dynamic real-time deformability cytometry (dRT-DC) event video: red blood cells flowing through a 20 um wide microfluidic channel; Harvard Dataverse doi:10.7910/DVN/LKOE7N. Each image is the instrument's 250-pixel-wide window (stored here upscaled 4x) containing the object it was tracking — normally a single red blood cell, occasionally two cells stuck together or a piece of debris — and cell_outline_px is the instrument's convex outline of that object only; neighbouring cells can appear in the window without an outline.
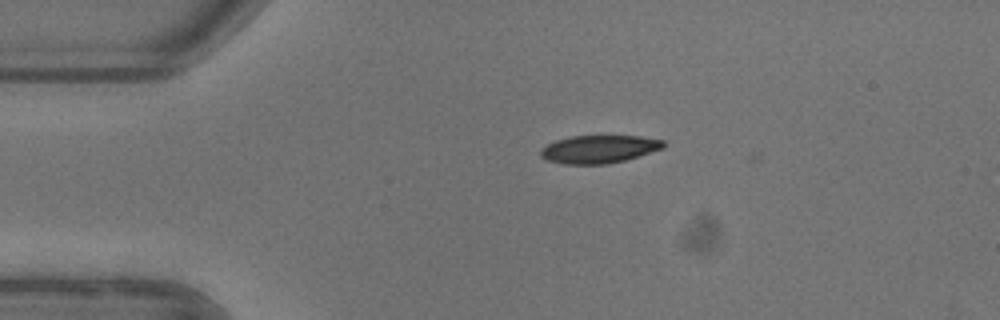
{"species": "common noctule bat (a hibernating species)", "species_latin": "Nyctalus noctula", "temperature_condition": "warm", "stored_images_in_passage": 43, "camera_frame_rate_fps": 3000, "um_per_image_px": 0.085, "animal": {"sex": "female"}, "frame": {"image": 1, "passage_image": 1, "time_ms": 0.0, "image_size_px": [1000, 320], "cell_outline_px": [[664, 148], [624, 160], [604, 164], [564, 164], [548, 160], [540, 156], [540, 152], [548, 144], [556, 140], [572, 136], [640, 136], [664, 140]], "centroid_in_image_um": [50.92, 12.67], "position_along_channel_um": 34.1, "area_um2": 19.71}}
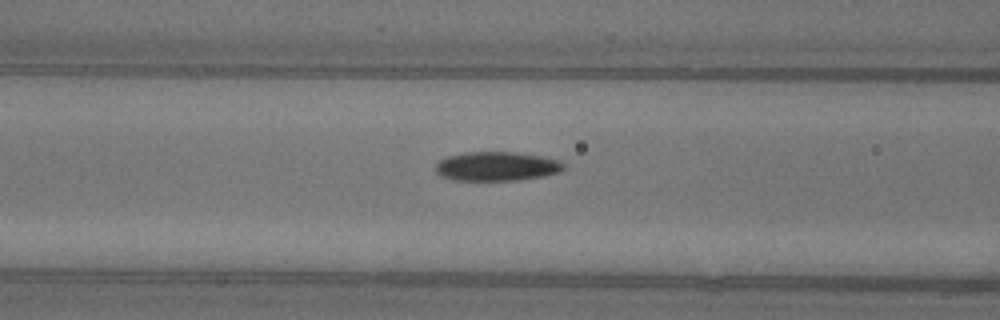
{"frame": {"image": 2, "passage_image": 11, "time_ms": 3.333, "image_size_px": [1000, 320], "cell_outline_px": [[564, 168], [560, 172], [544, 176], [516, 180], [452, 180], [440, 176], [436, 172], [436, 164], [440, 160], [448, 156], [464, 152], [516, 152], [540, 156], [560, 160], [564, 164]], "centroid_in_image_um": [42.21, 14.13], "position_along_channel_um": 124.4, "area_um2": 21.79}}
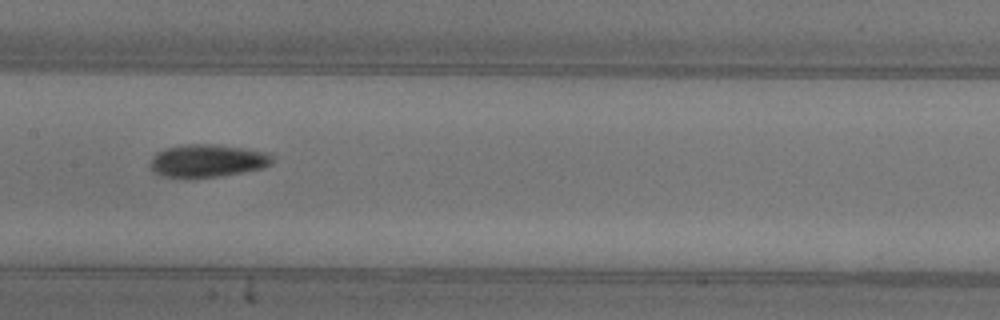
{"frame": {"image": 3, "passage_image": 16, "time_ms": 5.0, "image_size_px": [1000, 320], "cell_outline_px": [[272, 164], [264, 168], [220, 176], [164, 176], [152, 172], [152, 156], [156, 152], [164, 148], [180, 144], [212, 144], [272, 152]], "centroid_in_image_um": [17.67, 13.63], "position_along_channel_um": 189.7, "area_um2": 23.12}, "authors_computed_cell_mechanics": {"area_um2": 21.5594, "velocity_mm_per_s": 3.9121, "shape_relaxation_time_tau1_ms": 5.7125, "shape_relaxation_time_tau2_ms": 4.8358, "deformation_change_tau1": 0.1625, "deformation_change_tau2": 0.0918}}